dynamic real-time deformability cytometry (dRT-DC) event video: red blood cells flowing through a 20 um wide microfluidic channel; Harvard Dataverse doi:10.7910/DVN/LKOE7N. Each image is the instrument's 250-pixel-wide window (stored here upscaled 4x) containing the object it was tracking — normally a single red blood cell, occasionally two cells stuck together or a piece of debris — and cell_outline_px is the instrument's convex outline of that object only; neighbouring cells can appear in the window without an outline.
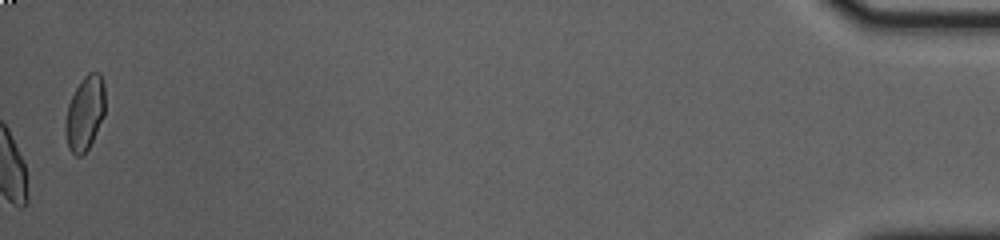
{"species": "common noctule bat (a hibernating species)", "species_latin": "Nyctalus noctula", "temperature_condition": "cold", "stored_images_in_passage": 48, "camera_frame_rate_fps": 3000, "um_per_image_px": 0.085, "animal": {"sex": "female", "body_mass_g": 23.0, "forearm_length_mm": 53.4}, "frame": {"image": 1, "passage_image": 48, "time_ms": 15.667, "image_size_px": [1000, 240], "cell_outline_px": [[104, 116], [88, 148], [80, 156], [76, 156], [68, 148], [64, 132], [64, 124], [68, 104], [80, 80], [88, 72], [100, 72], [104, 84]], "centroid_in_image_um": [7.2, 9.6], "position_along_channel_um": 428.0, "area_um2": 17.22}, "authors_computed_cell_mechanics": {"area_um2": 19.2474, "velocity_mm_per_s": 3.6546, "shape_relaxation_time_tau1_ms": null, "shape_relaxation_time_tau2_ms": 1.4828, "deformation_change_tau1": null, "deformation_change_tau2": 0.0495}}